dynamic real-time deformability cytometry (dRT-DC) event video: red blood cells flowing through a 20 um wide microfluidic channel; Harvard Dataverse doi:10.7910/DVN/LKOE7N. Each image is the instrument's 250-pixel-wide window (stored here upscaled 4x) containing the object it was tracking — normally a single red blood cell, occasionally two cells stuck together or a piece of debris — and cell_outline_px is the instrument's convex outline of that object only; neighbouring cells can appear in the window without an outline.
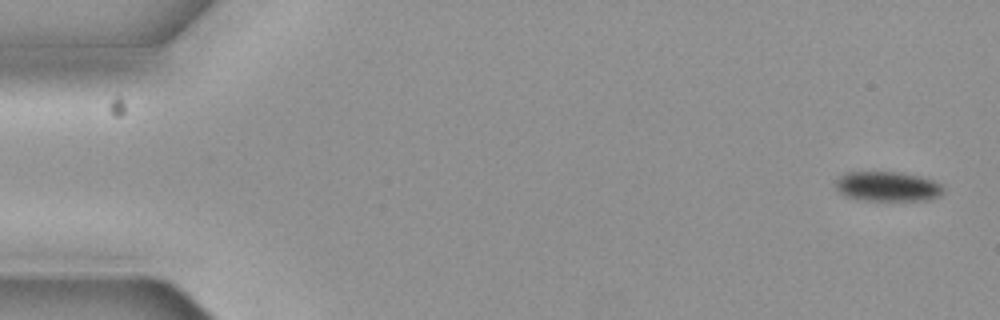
{"species": "common noctule bat (a hibernating species)", "species_latin": "Nyctalus noctula", "temperature_condition": "cold", "stored_images_in_passage": 5, "camera_frame_rate_fps": 3000, "um_per_image_px": 0.085, "animal": {"sex": "female", "body_mass_g": 19.3, "forearm_length_mm": 54.1}, "frame": {"image": 1, "passage_image": 1, "time_ms": 0.0, "image_size_px": [1000, 320], "cell_outline_px": [[944, 192], [940, 196], [928, 200], [856, 200], [844, 196], [836, 188], [836, 184], [840, 176], [848, 172], [900, 172], [920, 176], [932, 180], [940, 184], [944, 188]], "centroid_in_image_um": [75.46, 15.86], "position_along_channel_um": 9.5, "area_um2": 18.73}}
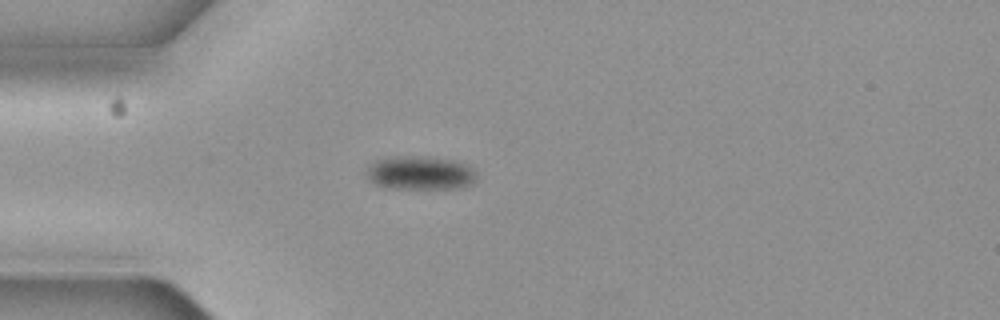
{"frame": {"image": 2, "passage_image": 5, "time_ms": 1.333, "image_size_px": [1000, 320], "cell_outline_px": [[476, 180], [472, 184], [460, 188], [384, 188], [368, 180], [364, 172], [376, 160], [392, 156], [428, 156], [452, 160], [468, 164], [476, 172]], "centroid_in_image_um": [35.71, 14.69], "position_along_channel_um": 49.3, "area_um2": 21.91}}